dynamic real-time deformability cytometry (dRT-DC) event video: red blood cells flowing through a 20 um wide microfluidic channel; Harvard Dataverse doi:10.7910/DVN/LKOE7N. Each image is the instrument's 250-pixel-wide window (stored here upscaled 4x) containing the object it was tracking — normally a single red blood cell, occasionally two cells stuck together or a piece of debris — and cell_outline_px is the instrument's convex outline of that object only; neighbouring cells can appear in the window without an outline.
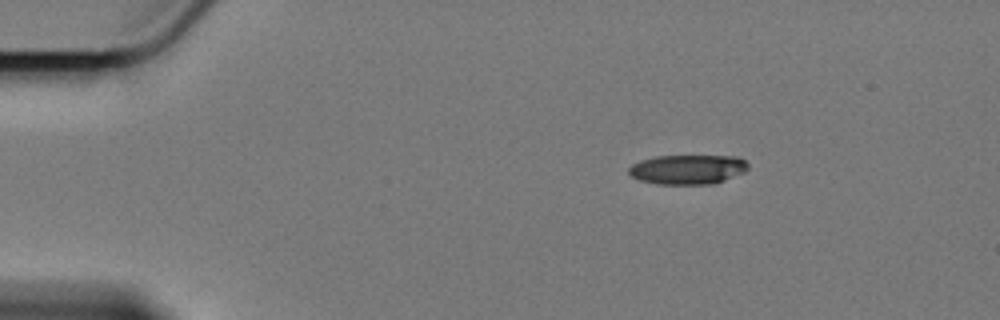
{"species": "Egyptian fruit bat (a non-hibernating species)", "species_latin": "Rousettus aegyptiacus", "temperature_condition": "cold", "stored_images_in_passage": 50, "camera_frame_rate_fps": 3000, "um_per_image_px": 0.085, "animal": {"sex": "female"}, "frame": {"image": 1, "passage_image": 1, "time_ms": 0.0, "image_size_px": [1000, 320], "cell_outline_px": [[748, 168], [744, 172], [724, 180], [712, 184], [656, 184], [640, 180], [632, 176], [628, 172], [628, 168], [632, 164], [640, 160], [656, 156], [736, 156], [744, 160], [748, 164]], "centroid_in_image_um": [58.44, 14.4], "position_along_channel_um": 26.6, "area_um2": 20.52}}
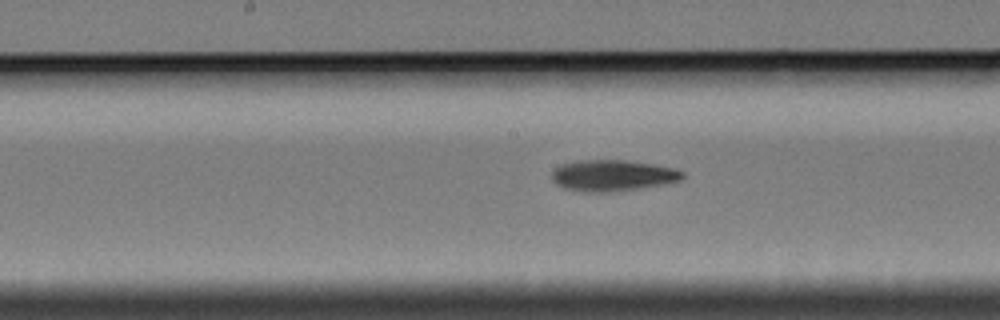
{"frame": {"image": 2, "passage_image": 22, "time_ms": 7.0, "image_size_px": [1000, 320], "cell_outline_px": [[684, 176], [680, 180], [664, 184], [640, 188], [608, 192], [588, 192], [564, 188], [556, 184], [552, 180], [552, 172], [556, 168], [564, 164], [580, 160], [624, 160], [652, 164], [672, 168], [684, 172]], "centroid_in_image_um": [52.07, 14.92], "position_along_channel_um": 196.1, "area_um2": 23.47}}
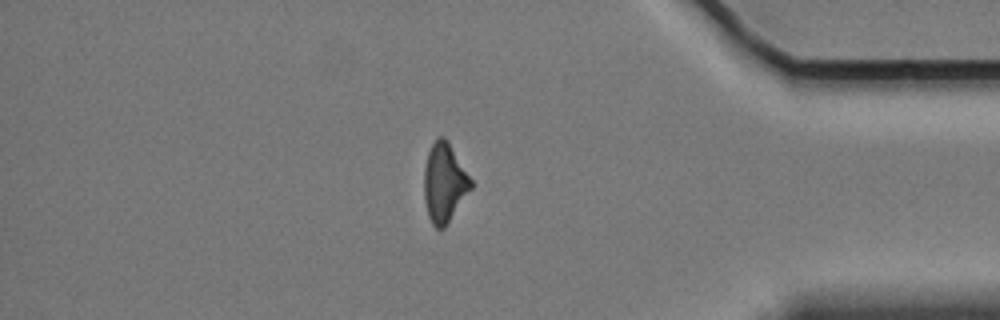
{"frame": {"image": 3, "passage_image": 42, "time_ms": 13.667, "image_size_px": [1000, 320], "cell_outline_px": [[472, 188], [444, 228], [436, 228], [432, 224], [428, 216], [424, 196], [424, 168], [428, 152], [436, 136], [444, 136], [448, 140], [472, 180]], "centroid_in_image_um": [37.76, 15.5], "position_along_channel_um": 397.4, "area_um2": 21.56}}